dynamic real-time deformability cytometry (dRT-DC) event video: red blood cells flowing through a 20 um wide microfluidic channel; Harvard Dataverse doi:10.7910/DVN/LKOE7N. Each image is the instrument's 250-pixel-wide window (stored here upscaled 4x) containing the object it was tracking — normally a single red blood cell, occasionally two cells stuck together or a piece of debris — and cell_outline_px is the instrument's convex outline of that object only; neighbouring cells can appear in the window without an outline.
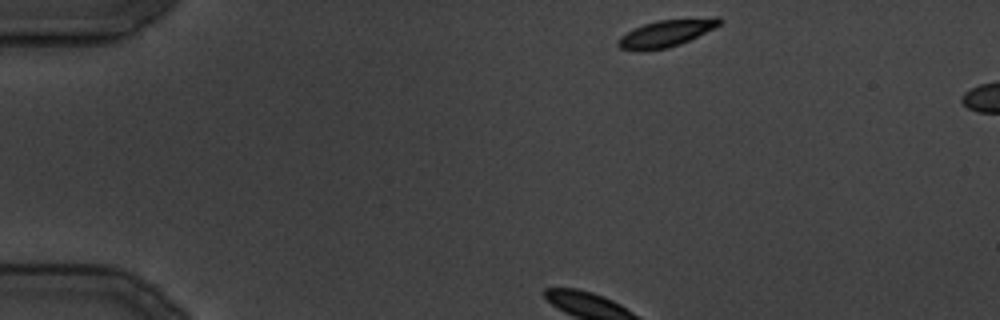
{"species": "common noctule bat (a hibernating species)", "species_latin": "Nyctalus noctula", "temperature_condition": "cold", "stored_images_in_passage": 30, "camera_frame_rate_fps": 3000, "um_per_image_px": 0.085, "animal": {"sex": "male", "body_mass_g": 19.5, "forearm_length_mm": 54.6}, "frame": {"image": 1, "passage_image": 1, "time_ms": 0.0, "image_size_px": [1000, 320], "cell_outline_px": [[720, 24], [680, 44], [668, 48], [640, 52], [620, 48], [616, 44], [616, 40], [620, 36], [644, 24], [656, 20], [716, 16], [720, 16]], "centroid_in_image_um": [56.58, 2.83], "position_along_channel_um": 28.4, "area_um2": 16.01}}